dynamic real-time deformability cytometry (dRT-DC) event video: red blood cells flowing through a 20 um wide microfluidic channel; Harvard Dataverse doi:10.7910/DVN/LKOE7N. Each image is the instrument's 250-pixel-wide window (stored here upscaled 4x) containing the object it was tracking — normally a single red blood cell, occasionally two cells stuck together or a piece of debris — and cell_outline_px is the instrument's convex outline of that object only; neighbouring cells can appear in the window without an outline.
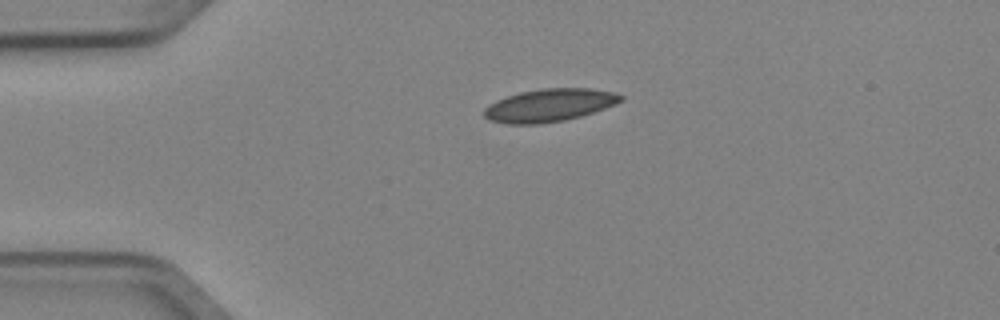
{"species": "Egyptian fruit bat (a non-hibernating species)", "species_latin": "Rousettus aegyptiacus", "temperature_condition": "cold", "stored_images_in_passage": 2, "camera_frame_rate_fps": 3000, "um_per_image_px": 0.085, "animal": {"sex": "female"}, "frame": {"image": 1, "passage_image": 1, "time_ms": 0.0, "image_size_px": [1000, 320], "cell_outline_px": [[624, 100], [616, 104], [580, 116], [564, 120], [540, 124], [508, 124], [488, 120], [484, 116], [484, 108], [488, 104], [496, 100], [520, 92], [540, 88], [592, 88], [612, 92], [624, 96]], "centroid_in_image_um": [46.68, 8.94], "position_along_channel_um": 38.3, "area_um2": 26.18}}